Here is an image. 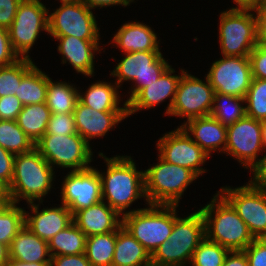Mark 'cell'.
I'll list each match as a JSON object with an SVG mask.
<instances>
[{"mask_svg": "<svg viewBox=\"0 0 266 266\" xmlns=\"http://www.w3.org/2000/svg\"><path fill=\"white\" fill-rule=\"evenodd\" d=\"M99 157L104 158L107 169L106 176L100 173L102 201L119 214L125 215V210L130 205L145 197L144 171L136 169L135 162L130 156H115L107 158L103 153Z\"/></svg>", "mask_w": 266, "mask_h": 266, "instance_id": "cell-1", "label": "cell"}, {"mask_svg": "<svg viewBox=\"0 0 266 266\" xmlns=\"http://www.w3.org/2000/svg\"><path fill=\"white\" fill-rule=\"evenodd\" d=\"M53 169L35 147L15 155L13 178L6 190V200L17 204L23 198L28 204L36 200L42 203V198L52 187Z\"/></svg>", "mask_w": 266, "mask_h": 266, "instance_id": "cell-2", "label": "cell"}, {"mask_svg": "<svg viewBox=\"0 0 266 266\" xmlns=\"http://www.w3.org/2000/svg\"><path fill=\"white\" fill-rule=\"evenodd\" d=\"M200 210L205 223V238L209 241L229 251H244L255 240L245 222L220 194L213 196L211 202Z\"/></svg>", "mask_w": 266, "mask_h": 266, "instance_id": "cell-3", "label": "cell"}, {"mask_svg": "<svg viewBox=\"0 0 266 266\" xmlns=\"http://www.w3.org/2000/svg\"><path fill=\"white\" fill-rule=\"evenodd\" d=\"M205 239V223L201 210L186 218L176 217L169 236L151 255V266H186Z\"/></svg>", "mask_w": 266, "mask_h": 266, "instance_id": "cell-4", "label": "cell"}, {"mask_svg": "<svg viewBox=\"0 0 266 266\" xmlns=\"http://www.w3.org/2000/svg\"><path fill=\"white\" fill-rule=\"evenodd\" d=\"M148 207L126 211L122 226L152 255L171 235L177 205Z\"/></svg>", "mask_w": 266, "mask_h": 266, "instance_id": "cell-5", "label": "cell"}, {"mask_svg": "<svg viewBox=\"0 0 266 266\" xmlns=\"http://www.w3.org/2000/svg\"><path fill=\"white\" fill-rule=\"evenodd\" d=\"M159 163L144 170L148 205H178L187 186L197 179L189 168L171 164L158 157Z\"/></svg>", "mask_w": 266, "mask_h": 266, "instance_id": "cell-6", "label": "cell"}, {"mask_svg": "<svg viewBox=\"0 0 266 266\" xmlns=\"http://www.w3.org/2000/svg\"><path fill=\"white\" fill-rule=\"evenodd\" d=\"M35 148L53 167L72 168L71 171L88 169L92 161L90 144L79 134L54 135L45 133Z\"/></svg>", "mask_w": 266, "mask_h": 266, "instance_id": "cell-7", "label": "cell"}, {"mask_svg": "<svg viewBox=\"0 0 266 266\" xmlns=\"http://www.w3.org/2000/svg\"><path fill=\"white\" fill-rule=\"evenodd\" d=\"M125 57L117 64L111 75L118 77L115 85L120 87L124 81H134L126 105L148 84L157 79L171 66L160 51L126 52Z\"/></svg>", "mask_w": 266, "mask_h": 266, "instance_id": "cell-8", "label": "cell"}, {"mask_svg": "<svg viewBox=\"0 0 266 266\" xmlns=\"http://www.w3.org/2000/svg\"><path fill=\"white\" fill-rule=\"evenodd\" d=\"M219 41L223 56L249 57L257 45L256 19L251 11L220 14Z\"/></svg>", "mask_w": 266, "mask_h": 266, "instance_id": "cell-9", "label": "cell"}, {"mask_svg": "<svg viewBox=\"0 0 266 266\" xmlns=\"http://www.w3.org/2000/svg\"><path fill=\"white\" fill-rule=\"evenodd\" d=\"M49 10L40 0H22L13 23L8 28L12 48L20 58H30L29 50L39 32H48Z\"/></svg>", "mask_w": 266, "mask_h": 266, "instance_id": "cell-10", "label": "cell"}, {"mask_svg": "<svg viewBox=\"0 0 266 266\" xmlns=\"http://www.w3.org/2000/svg\"><path fill=\"white\" fill-rule=\"evenodd\" d=\"M218 194L233 207L255 239L266 238V189L248 182L234 189L221 188Z\"/></svg>", "mask_w": 266, "mask_h": 266, "instance_id": "cell-11", "label": "cell"}, {"mask_svg": "<svg viewBox=\"0 0 266 266\" xmlns=\"http://www.w3.org/2000/svg\"><path fill=\"white\" fill-rule=\"evenodd\" d=\"M92 10L82 1L62 3L48 13V34L75 36L82 40H99L100 32Z\"/></svg>", "mask_w": 266, "mask_h": 266, "instance_id": "cell-12", "label": "cell"}, {"mask_svg": "<svg viewBox=\"0 0 266 266\" xmlns=\"http://www.w3.org/2000/svg\"><path fill=\"white\" fill-rule=\"evenodd\" d=\"M175 100L169 115L189 119L211 114L214 100V89L208 78L206 82L181 69Z\"/></svg>", "mask_w": 266, "mask_h": 266, "instance_id": "cell-13", "label": "cell"}, {"mask_svg": "<svg viewBox=\"0 0 266 266\" xmlns=\"http://www.w3.org/2000/svg\"><path fill=\"white\" fill-rule=\"evenodd\" d=\"M261 132V121L245 115L227 126L225 152L251 170L260 161L257 153L264 151Z\"/></svg>", "mask_w": 266, "mask_h": 266, "instance_id": "cell-14", "label": "cell"}, {"mask_svg": "<svg viewBox=\"0 0 266 266\" xmlns=\"http://www.w3.org/2000/svg\"><path fill=\"white\" fill-rule=\"evenodd\" d=\"M206 77L215 93L245 98L252 80L250 59L224 56L212 63Z\"/></svg>", "mask_w": 266, "mask_h": 266, "instance_id": "cell-15", "label": "cell"}, {"mask_svg": "<svg viewBox=\"0 0 266 266\" xmlns=\"http://www.w3.org/2000/svg\"><path fill=\"white\" fill-rule=\"evenodd\" d=\"M156 145L158 156L166 162L189 168L198 177L206 172L200 165L204 164L209 154L181 126L163 135Z\"/></svg>", "mask_w": 266, "mask_h": 266, "instance_id": "cell-16", "label": "cell"}, {"mask_svg": "<svg viewBox=\"0 0 266 266\" xmlns=\"http://www.w3.org/2000/svg\"><path fill=\"white\" fill-rule=\"evenodd\" d=\"M62 204L72 214L102 201L99 171L90 167L81 171H71L65 176L61 188Z\"/></svg>", "mask_w": 266, "mask_h": 266, "instance_id": "cell-17", "label": "cell"}, {"mask_svg": "<svg viewBox=\"0 0 266 266\" xmlns=\"http://www.w3.org/2000/svg\"><path fill=\"white\" fill-rule=\"evenodd\" d=\"M173 73H175V70L170 66L156 82L144 87L127 104V116L142 109L153 108L155 105L164 102V100L169 97L170 103H168L166 109V114L168 115L174 103L178 84L181 79V75H174Z\"/></svg>", "mask_w": 266, "mask_h": 266, "instance_id": "cell-18", "label": "cell"}, {"mask_svg": "<svg viewBox=\"0 0 266 266\" xmlns=\"http://www.w3.org/2000/svg\"><path fill=\"white\" fill-rule=\"evenodd\" d=\"M32 215L25 211V226L39 238L49 242L58 232L73 223V214L63 204L60 207L43 208L39 204L29 203Z\"/></svg>", "mask_w": 266, "mask_h": 266, "instance_id": "cell-19", "label": "cell"}, {"mask_svg": "<svg viewBox=\"0 0 266 266\" xmlns=\"http://www.w3.org/2000/svg\"><path fill=\"white\" fill-rule=\"evenodd\" d=\"M73 115L77 132L88 144L89 139L105 136L112 127L128 117L127 111L101 112L85 106L79 100Z\"/></svg>", "mask_w": 266, "mask_h": 266, "instance_id": "cell-20", "label": "cell"}, {"mask_svg": "<svg viewBox=\"0 0 266 266\" xmlns=\"http://www.w3.org/2000/svg\"><path fill=\"white\" fill-rule=\"evenodd\" d=\"M121 215L106 202L100 201L73 214V223L87 236L117 231L122 226Z\"/></svg>", "mask_w": 266, "mask_h": 266, "instance_id": "cell-21", "label": "cell"}, {"mask_svg": "<svg viewBox=\"0 0 266 266\" xmlns=\"http://www.w3.org/2000/svg\"><path fill=\"white\" fill-rule=\"evenodd\" d=\"M185 122L181 127L189 136L194 137L192 140L206 153L210 155L211 151L215 152L216 150L225 153L227 126H224L212 115L192 118Z\"/></svg>", "mask_w": 266, "mask_h": 266, "instance_id": "cell-22", "label": "cell"}, {"mask_svg": "<svg viewBox=\"0 0 266 266\" xmlns=\"http://www.w3.org/2000/svg\"><path fill=\"white\" fill-rule=\"evenodd\" d=\"M59 40L58 51L63 55V64L69 62L77 73L92 76L94 54L100 51L99 40H82L75 36H53Z\"/></svg>", "mask_w": 266, "mask_h": 266, "instance_id": "cell-23", "label": "cell"}, {"mask_svg": "<svg viewBox=\"0 0 266 266\" xmlns=\"http://www.w3.org/2000/svg\"><path fill=\"white\" fill-rule=\"evenodd\" d=\"M112 43H116L125 53L160 51L156 33L150 26L137 21L123 24L114 35Z\"/></svg>", "mask_w": 266, "mask_h": 266, "instance_id": "cell-24", "label": "cell"}, {"mask_svg": "<svg viewBox=\"0 0 266 266\" xmlns=\"http://www.w3.org/2000/svg\"><path fill=\"white\" fill-rule=\"evenodd\" d=\"M9 258L27 263L51 262L48 242L33 234L26 226L12 240Z\"/></svg>", "mask_w": 266, "mask_h": 266, "instance_id": "cell-25", "label": "cell"}, {"mask_svg": "<svg viewBox=\"0 0 266 266\" xmlns=\"http://www.w3.org/2000/svg\"><path fill=\"white\" fill-rule=\"evenodd\" d=\"M112 266H151L150 253L123 226L117 230Z\"/></svg>", "mask_w": 266, "mask_h": 266, "instance_id": "cell-26", "label": "cell"}, {"mask_svg": "<svg viewBox=\"0 0 266 266\" xmlns=\"http://www.w3.org/2000/svg\"><path fill=\"white\" fill-rule=\"evenodd\" d=\"M119 87L111 83L99 81L85 91V94H78V100L87 107L101 112L107 111H127V105L124 102L123 107H119Z\"/></svg>", "mask_w": 266, "mask_h": 266, "instance_id": "cell-27", "label": "cell"}, {"mask_svg": "<svg viewBox=\"0 0 266 266\" xmlns=\"http://www.w3.org/2000/svg\"><path fill=\"white\" fill-rule=\"evenodd\" d=\"M50 116L46 103L30 104L23 106L16 121L35 144L46 133Z\"/></svg>", "mask_w": 266, "mask_h": 266, "instance_id": "cell-28", "label": "cell"}, {"mask_svg": "<svg viewBox=\"0 0 266 266\" xmlns=\"http://www.w3.org/2000/svg\"><path fill=\"white\" fill-rule=\"evenodd\" d=\"M48 75L36 65L21 79L15 95L23 106L46 102Z\"/></svg>", "mask_w": 266, "mask_h": 266, "instance_id": "cell-29", "label": "cell"}, {"mask_svg": "<svg viewBox=\"0 0 266 266\" xmlns=\"http://www.w3.org/2000/svg\"><path fill=\"white\" fill-rule=\"evenodd\" d=\"M87 236L74 224L58 232L48 242L52 256L84 254Z\"/></svg>", "mask_w": 266, "mask_h": 266, "instance_id": "cell-30", "label": "cell"}, {"mask_svg": "<svg viewBox=\"0 0 266 266\" xmlns=\"http://www.w3.org/2000/svg\"><path fill=\"white\" fill-rule=\"evenodd\" d=\"M117 231L87 237L85 254L92 266H112Z\"/></svg>", "mask_w": 266, "mask_h": 266, "instance_id": "cell-31", "label": "cell"}, {"mask_svg": "<svg viewBox=\"0 0 266 266\" xmlns=\"http://www.w3.org/2000/svg\"><path fill=\"white\" fill-rule=\"evenodd\" d=\"M79 90L70 83L53 82L47 86L46 105L51 113H73L78 101Z\"/></svg>", "mask_w": 266, "mask_h": 266, "instance_id": "cell-32", "label": "cell"}, {"mask_svg": "<svg viewBox=\"0 0 266 266\" xmlns=\"http://www.w3.org/2000/svg\"><path fill=\"white\" fill-rule=\"evenodd\" d=\"M16 205L7 200L0 205V243L7 246L25 226V210Z\"/></svg>", "mask_w": 266, "mask_h": 266, "instance_id": "cell-33", "label": "cell"}, {"mask_svg": "<svg viewBox=\"0 0 266 266\" xmlns=\"http://www.w3.org/2000/svg\"><path fill=\"white\" fill-rule=\"evenodd\" d=\"M244 98H239L227 94L214 93L213 108L211 114L224 126H229L242 119L245 115Z\"/></svg>", "mask_w": 266, "mask_h": 266, "instance_id": "cell-34", "label": "cell"}, {"mask_svg": "<svg viewBox=\"0 0 266 266\" xmlns=\"http://www.w3.org/2000/svg\"><path fill=\"white\" fill-rule=\"evenodd\" d=\"M0 147L17 155L31 151L35 144L19 127L16 120H2L0 122Z\"/></svg>", "mask_w": 266, "mask_h": 266, "instance_id": "cell-35", "label": "cell"}, {"mask_svg": "<svg viewBox=\"0 0 266 266\" xmlns=\"http://www.w3.org/2000/svg\"><path fill=\"white\" fill-rule=\"evenodd\" d=\"M34 66L31 58H20L11 65L0 67V98L15 95L21 79Z\"/></svg>", "mask_w": 266, "mask_h": 266, "instance_id": "cell-36", "label": "cell"}, {"mask_svg": "<svg viewBox=\"0 0 266 266\" xmlns=\"http://www.w3.org/2000/svg\"><path fill=\"white\" fill-rule=\"evenodd\" d=\"M246 116L259 121L266 120V79L252 78L245 95Z\"/></svg>", "mask_w": 266, "mask_h": 266, "instance_id": "cell-37", "label": "cell"}, {"mask_svg": "<svg viewBox=\"0 0 266 266\" xmlns=\"http://www.w3.org/2000/svg\"><path fill=\"white\" fill-rule=\"evenodd\" d=\"M229 250L218 243L204 239L193 253L192 266H223Z\"/></svg>", "mask_w": 266, "mask_h": 266, "instance_id": "cell-38", "label": "cell"}, {"mask_svg": "<svg viewBox=\"0 0 266 266\" xmlns=\"http://www.w3.org/2000/svg\"><path fill=\"white\" fill-rule=\"evenodd\" d=\"M46 133L54 135L78 133L73 113H51Z\"/></svg>", "mask_w": 266, "mask_h": 266, "instance_id": "cell-39", "label": "cell"}, {"mask_svg": "<svg viewBox=\"0 0 266 266\" xmlns=\"http://www.w3.org/2000/svg\"><path fill=\"white\" fill-rule=\"evenodd\" d=\"M15 155L0 147V186L6 191L14 172Z\"/></svg>", "mask_w": 266, "mask_h": 266, "instance_id": "cell-40", "label": "cell"}, {"mask_svg": "<svg viewBox=\"0 0 266 266\" xmlns=\"http://www.w3.org/2000/svg\"><path fill=\"white\" fill-rule=\"evenodd\" d=\"M244 252L249 266H266V238L255 239Z\"/></svg>", "mask_w": 266, "mask_h": 266, "instance_id": "cell-41", "label": "cell"}, {"mask_svg": "<svg viewBox=\"0 0 266 266\" xmlns=\"http://www.w3.org/2000/svg\"><path fill=\"white\" fill-rule=\"evenodd\" d=\"M19 59L12 48L8 29L0 27V67L11 65Z\"/></svg>", "mask_w": 266, "mask_h": 266, "instance_id": "cell-42", "label": "cell"}, {"mask_svg": "<svg viewBox=\"0 0 266 266\" xmlns=\"http://www.w3.org/2000/svg\"><path fill=\"white\" fill-rule=\"evenodd\" d=\"M252 78L266 79V48L256 45L249 55Z\"/></svg>", "mask_w": 266, "mask_h": 266, "instance_id": "cell-43", "label": "cell"}, {"mask_svg": "<svg viewBox=\"0 0 266 266\" xmlns=\"http://www.w3.org/2000/svg\"><path fill=\"white\" fill-rule=\"evenodd\" d=\"M23 108L16 95H8L0 98V115L3 120L15 121Z\"/></svg>", "mask_w": 266, "mask_h": 266, "instance_id": "cell-44", "label": "cell"}, {"mask_svg": "<svg viewBox=\"0 0 266 266\" xmlns=\"http://www.w3.org/2000/svg\"><path fill=\"white\" fill-rule=\"evenodd\" d=\"M22 0H0V27L8 29L13 23Z\"/></svg>", "mask_w": 266, "mask_h": 266, "instance_id": "cell-45", "label": "cell"}, {"mask_svg": "<svg viewBox=\"0 0 266 266\" xmlns=\"http://www.w3.org/2000/svg\"><path fill=\"white\" fill-rule=\"evenodd\" d=\"M52 266H92L86 254L59 255L51 257Z\"/></svg>", "mask_w": 266, "mask_h": 266, "instance_id": "cell-46", "label": "cell"}, {"mask_svg": "<svg viewBox=\"0 0 266 266\" xmlns=\"http://www.w3.org/2000/svg\"><path fill=\"white\" fill-rule=\"evenodd\" d=\"M255 13L257 44L266 46V7H257Z\"/></svg>", "mask_w": 266, "mask_h": 266, "instance_id": "cell-47", "label": "cell"}, {"mask_svg": "<svg viewBox=\"0 0 266 266\" xmlns=\"http://www.w3.org/2000/svg\"><path fill=\"white\" fill-rule=\"evenodd\" d=\"M251 170L253 180L249 182L258 188L266 189V154L260 158V161Z\"/></svg>", "mask_w": 266, "mask_h": 266, "instance_id": "cell-48", "label": "cell"}, {"mask_svg": "<svg viewBox=\"0 0 266 266\" xmlns=\"http://www.w3.org/2000/svg\"><path fill=\"white\" fill-rule=\"evenodd\" d=\"M223 266H249L244 251H229L223 262Z\"/></svg>", "mask_w": 266, "mask_h": 266, "instance_id": "cell-49", "label": "cell"}, {"mask_svg": "<svg viewBox=\"0 0 266 266\" xmlns=\"http://www.w3.org/2000/svg\"><path fill=\"white\" fill-rule=\"evenodd\" d=\"M84 4H86L91 10L96 7H107L114 5H123L128 6L131 3V0H81Z\"/></svg>", "mask_w": 266, "mask_h": 266, "instance_id": "cell-50", "label": "cell"}, {"mask_svg": "<svg viewBox=\"0 0 266 266\" xmlns=\"http://www.w3.org/2000/svg\"><path fill=\"white\" fill-rule=\"evenodd\" d=\"M237 7L229 9V11H255L257 9V0H233Z\"/></svg>", "mask_w": 266, "mask_h": 266, "instance_id": "cell-51", "label": "cell"}, {"mask_svg": "<svg viewBox=\"0 0 266 266\" xmlns=\"http://www.w3.org/2000/svg\"><path fill=\"white\" fill-rule=\"evenodd\" d=\"M5 266H52V263L51 262L27 263L9 258Z\"/></svg>", "mask_w": 266, "mask_h": 266, "instance_id": "cell-52", "label": "cell"}, {"mask_svg": "<svg viewBox=\"0 0 266 266\" xmlns=\"http://www.w3.org/2000/svg\"><path fill=\"white\" fill-rule=\"evenodd\" d=\"M9 260V246L0 243V266H5Z\"/></svg>", "mask_w": 266, "mask_h": 266, "instance_id": "cell-53", "label": "cell"}, {"mask_svg": "<svg viewBox=\"0 0 266 266\" xmlns=\"http://www.w3.org/2000/svg\"><path fill=\"white\" fill-rule=\"evenodd\" d=\"M261 126H262V132H261L262 143H263L264 151L266 152V120L261 121Z\"/></svg>", "mask_w": 266, "mask_h": 266, "instance_id": "cell-54", "label": "cell"}, {"mask_svg": "<svg viewBox=\"0 0 266 266\" xmlns=\"http://www.w3.org/2000/svg\"><path fill=\"white\" fill-rule=\"evenodd\" d=\"M257 7H266V0H257Z\"/></svg>", "mask_w": 266, "mask_h": 266, "instance_id": "cell-55", "label": "cell"}, {"mask_svg": "<svg viewBox=\"0 0 266 266\" xmlns=\"http://www.w3.org/2000/svg\"><path fill=\"white\" fill-rule=\"evenodd\" d=\"M60 1L62 4V3H77V2H80L81 0H60Z\"/></svg>", "mask_w": 266, "mask_h": 266, "instance_id": "cell-56", "label": "cell"}, {"mask_svg": "<svg viewBox=\"0 0 266 266\" xmlns=\"http://www.w3.org/2000/svg\"><path fill=\"white\" fill-rule=\"evenodd\" d=\"M0 198H6V191L0 186Z\"/></svg>", "mask_w": 266, "mask_h": 266, "instance_id": "cell-57", "label": "cell"}, {"mask_svg": "<svg viewBox=\"0 0 266 266\" xmlns=\"http://www.w3.org/2000/svg\"><path fill=\"white\" fill-rule=\"evenodd\" d=\"M6 200V198H0V205Z\"/></svg>", "mask_w": 266, "mask_h": 266, "instance_id": "cell-58", "label": "cell"}]
</instances>
